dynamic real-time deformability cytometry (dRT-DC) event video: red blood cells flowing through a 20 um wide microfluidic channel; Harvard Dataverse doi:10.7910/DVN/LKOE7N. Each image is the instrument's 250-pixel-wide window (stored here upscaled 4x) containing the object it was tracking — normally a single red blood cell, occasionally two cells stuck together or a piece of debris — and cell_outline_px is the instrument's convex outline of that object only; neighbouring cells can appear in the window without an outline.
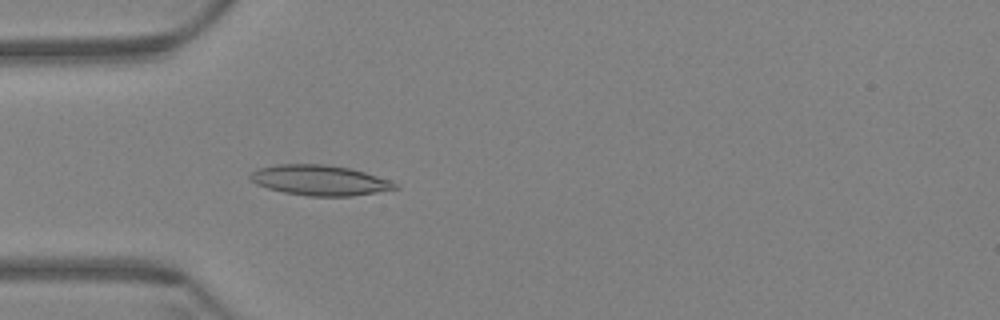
{"species": "Egyptian fruit bat (a non-hibernating species)", "species_latin": "Rousettus aegyptiacus", "temperature_condition": "warm", "stored_images_in_passage": 60, "camera_frame_rate_fps": 3000, "um_per_image_px": 0.085, "animal": {"sex": "female"}, "frame": {"image": 1, "passage_image": 18, "time_ms": 5.667, "image_size_px": [1000, 320], "cell_outline_px": [[400, 188], [352, 196], [308, 196], [284, 192], [268, 188], [256, 184], [248, 176], [252, 172], [260, 168], [276, 164], [324, 164], [348, 168], [364, 172], [388, 180], [396, 184]], "centroid_in_image_um": [27.15, 15.32], "position_along_channel_um": 57.8, "area_um2": 25.26}}
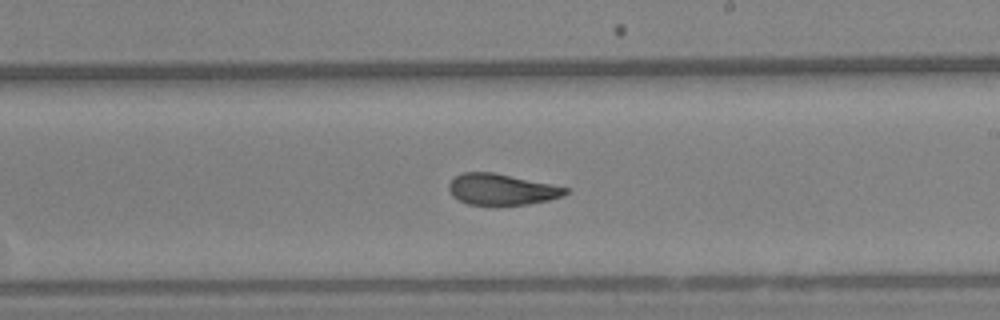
{"frame": {"image": 2, "passage_image": 35, "time_ms": 11.333, "image_size_px": [1000, 320], "cell_outline_px": [[568, 192], [564, 196], [548, 200], [528, 204], [468, 204], [452, 196], [448, 188], [448, 184], [456, 176], [464, 172], [492, 172], [552, 184], [568, 188]], "centroid_in_image_um": [42.64, 16.09], "position_along_channel_um": 246.4, "area_um2": 20.87}}
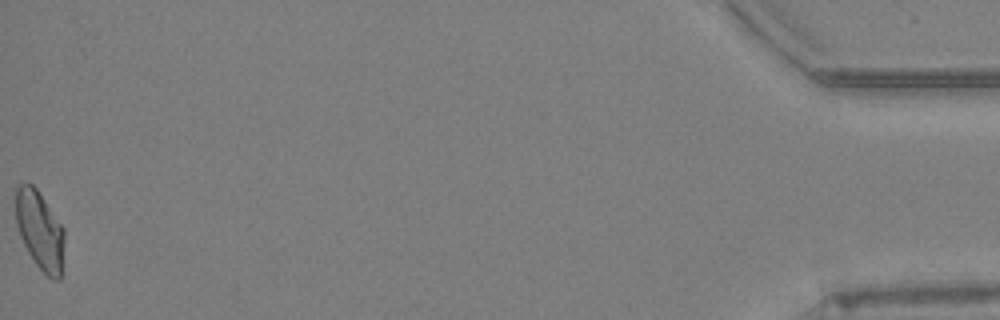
{"frame": {"image": 3, "passage_image": 60, "time_ms": 19.667, "image_size_px": [1000, 320], "cell_outline_px": [[64, 240], [60, 280], [52, 280], [36, 264], [28, 252], [20, 236], [16, 224], [16, 188], [20, 184], [32, 184], [36, 188], [64, 228]], "centroid_in_image_um": [3.39, 19.59], "position_along_channel_um": 431.8, "area_um2": 22.02}, "authors_computed_cell_mechanics": {"area_um2": 22.4553, "velocity_mm_per_s": 3.4152, "shape_relaxation_time_tau1_ms": null, "shape_relaxation_time_tau2_ms": 2.5199, "deformation_change_tau1": null, "deformation_change_tau2": 0.0815}}